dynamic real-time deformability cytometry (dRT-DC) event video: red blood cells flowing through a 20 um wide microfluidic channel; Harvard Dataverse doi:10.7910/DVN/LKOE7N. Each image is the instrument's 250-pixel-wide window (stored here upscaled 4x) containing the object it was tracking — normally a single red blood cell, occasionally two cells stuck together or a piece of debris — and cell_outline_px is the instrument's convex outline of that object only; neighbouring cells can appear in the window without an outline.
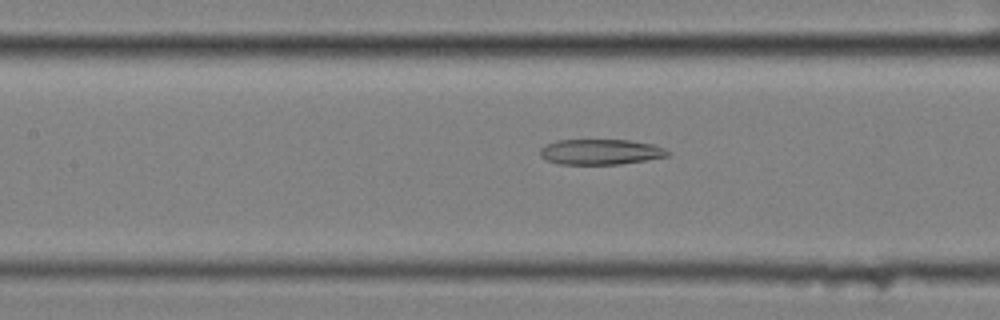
{"species": "common noctule bat (a hibernating species)", "species_latin": "Nyctalus noctula", "temperature_condition": "cold", "stored_images_in_passage": 56, "camera_frame_rate_fps": 3000, "um_per_image_px": 0.085, "animal": {"sex": "female", "body_mass_g": 25.1}, "frame": {"image": 1, "passage_image": 24, "time_ms": 7.667, "image_size_px": [1000, 320], "cell_outline_px": [[672, 152], [668, 156], [620, 164], [560, 164], [548, 160], [540, 156], [540, 148], [544, 144], [556, 140], [628, 140], [652, 144], [664, 148]], "centroid_in_image_um": [51.03, 12.9], "position_along_channel_um": 156.4, "area_um2": 18.9}}
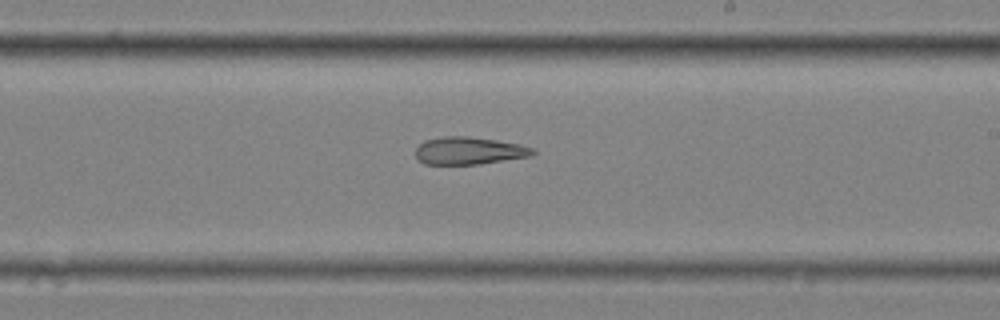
{"frame": {"image": 2, "passage_image": 32, "time_ms": 10.333, "image_size_px": [1000, 320], "cell_outline_px": [[536, 152], [532, 156], [480, 164], [424, 164], [416, 160], [416, 148], [424, 140], [444, 136], [468, 136], [496, 140], [520, 144], [532, 148]], "centroid_in_image_um": [39.85, 12.81], "position_along_channel_um": 249.1, "area_um2": 18.9}}
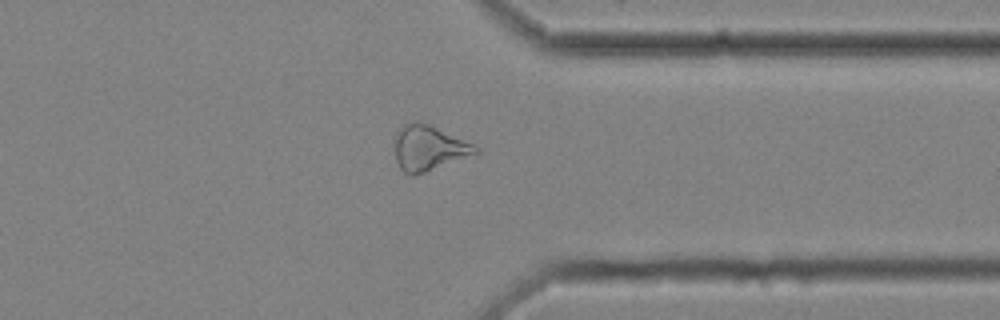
{"frame": {"image": 3, "passage_image": 43, "time_ms": 14.0, "image_size_px": [1000, 320], "cell_outline_px": [[480, 152], [424, 172], [412, 176], [408, 176], [400, 168], [396, 160], [396, 132], [404, 124], [416, 120], [420, 120], [472, 144], [480, 148]], "centroid_in_image_um": [36.41, 12.57], "position_along_channel_um": 375.0, "area_um2": 20.92}, "authors_computed_cell_mechanics": {"area_um2": 23.0044, "velocity_mm_per_s": 3.4902, "shape_relaxation_time_tau1_ms": null, "shape_relaxation_time_tau2_ms": 6.574, "deformation_change_tau1": null, "deformation_change_tau2": 0.1986}}